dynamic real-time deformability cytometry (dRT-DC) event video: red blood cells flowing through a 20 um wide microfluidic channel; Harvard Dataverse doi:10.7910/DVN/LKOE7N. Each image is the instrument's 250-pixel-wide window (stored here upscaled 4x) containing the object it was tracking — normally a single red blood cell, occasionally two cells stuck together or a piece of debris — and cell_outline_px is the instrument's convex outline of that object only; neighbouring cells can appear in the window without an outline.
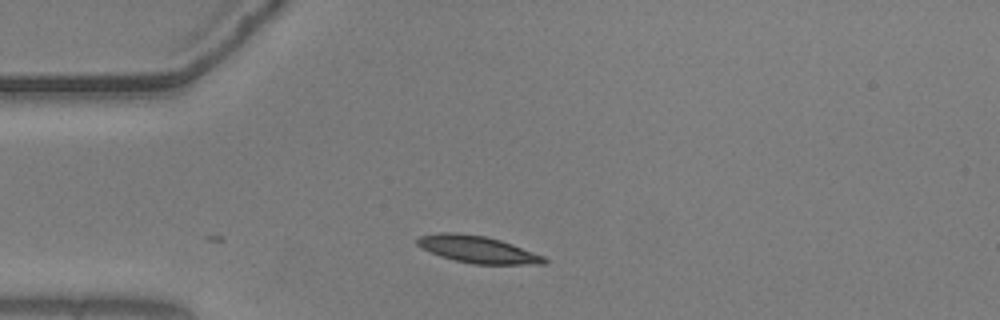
{"species": "common noctule bat (a hibernating species)", "species_latin": "Nyctalus noctula", "temperature_condition": "warm", "stored_images_in_passage": 14, "camera_frame_rate_fps": 3000, "um_per_image_px": 0.085, "animal": {"sex": "male", "body_mass_g": 20.5, "forearm_length_mm": 52.5}, "frame": {"image": 1, "passage_image": 1, "time_ms": 0.0, "image_size_px": [1000, 320], "cell_outline_px": [[548, 264], [472, 264], [440, 256], [416, 244], [416, 240], [420, 236], [440, 232], [456, 232], [484, 236], [500, 240], [512, 244], [544, 256], [548, 260]], "centroid_in_image_um": [40.62, 21.2], "position_along_channel_um": 44.4, "area_um2": 19.83}}
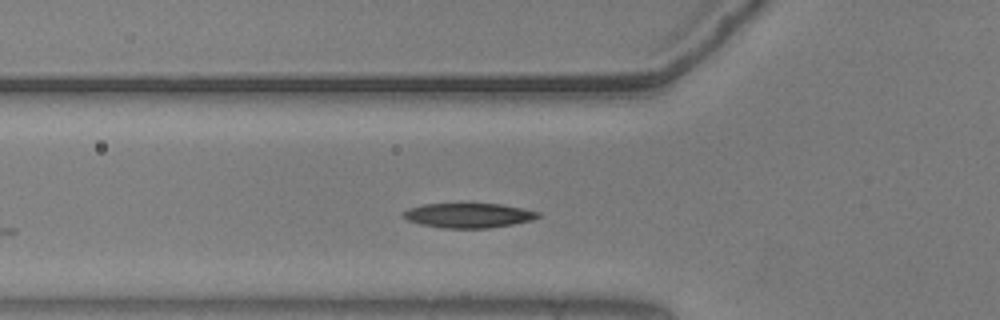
{"frame": {"image": 2, "passage_image": 6, "time_ms": 1.667, "image_size_px": [1000, 320], "cell_outline_px": [[540, 216], [532, 220], [512, 224], [488, 228], [444, 228], [420, 224], [408, 220], [400, 216], [400, 212], [408, 208], [424, 204], [500, 204], [540, 212]], "centroid_in_image_um": [39.76, 18.31], "position_along_channel_um": 86.0, "area_um2": 19.31}}